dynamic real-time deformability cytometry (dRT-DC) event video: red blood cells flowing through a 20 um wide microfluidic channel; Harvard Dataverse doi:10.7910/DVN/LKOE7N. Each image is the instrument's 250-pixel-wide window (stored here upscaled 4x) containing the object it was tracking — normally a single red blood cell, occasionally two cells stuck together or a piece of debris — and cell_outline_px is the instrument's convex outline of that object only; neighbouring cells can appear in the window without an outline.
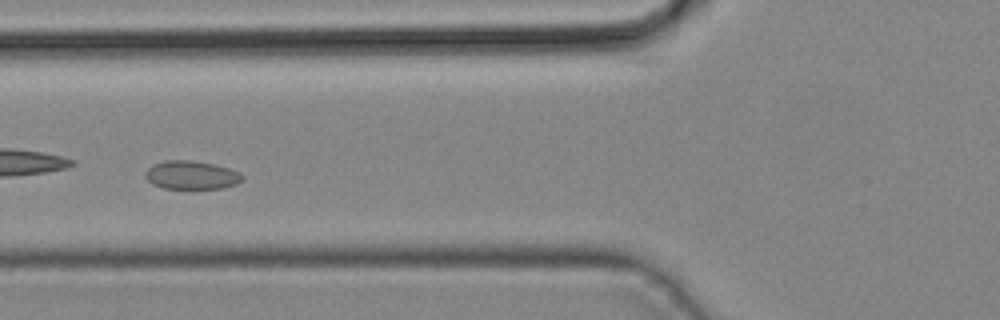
{"species": "common noctule bat (a hibernating species)", "species_latin": "Nyctalus noctula", "temperature_condition": "cold", "stored_images_in_passage": 40, "camera_frame_rate_fps": 3000, "um_per_image_px": 0.085, "animal": {"sex": "male", "body_mass_g": 19.2, "forearm_length_mm": 51.8}, "frame": {"image": 1, "passage_image": 13, "time_ms": 4.0, "image_size_px": [1000, 320], "cell_outline_px": [[244, 180], [236, 184], [220, 188], [164, 188], [152, 184], [144, 176], [144, 172], [152, 164], [164, 160], [192, 160], [212, 164], [228, 168], [240, 172], [244, 176]], "centroid_in_image_um": [16.25, 14.87], "position_along_channel_um": 109.5, "area_um2": 16.13}}
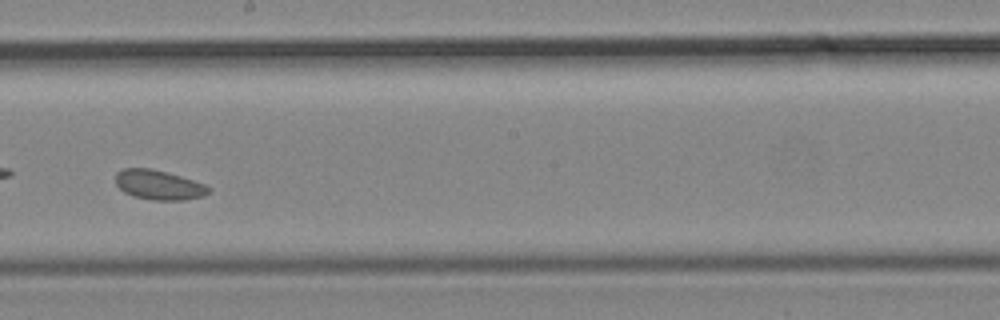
{"frame": {"image": 2, "passage_image": 21, "time_ms": 6.667, "image_size_px": [1000, 320], "cell_outline_px": [[212, 188], [204, 196], [184, 200], [152, 200], [132, 196], [124, 192], [116, 184], [116, 172], [124, 168], [152, 168], [168, 172], [208, 184]], "centroid_in_image_um": [13.53, 15.71], "position_along_channel_um": 234.7, "area_um2": 16.36}}
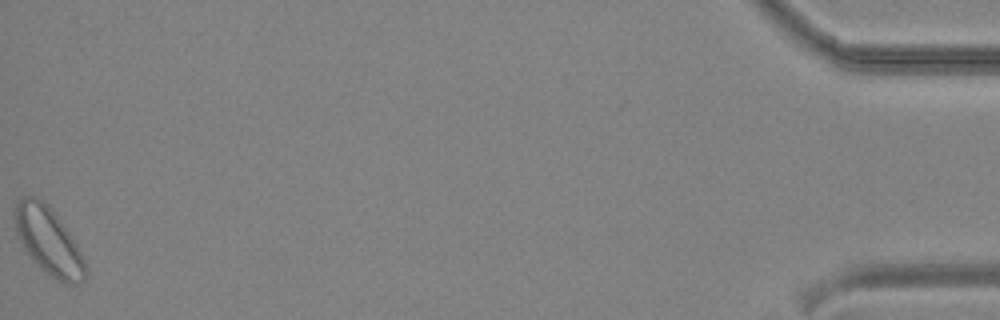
{"frame": {"image": 3, "passage_image": 40, "time_ms": 13.0, "image_size_px": [1000, 320], "cell_outline_px": [[88, 276], [84, 280], [76, 284], [64, 284], [56, 280], [32, 260], [28, 256], [16, 232], [16, 204], [24, 196], [36, 196], [48, 204], [68, 232], [76, 244], [88, 268]], "centroid_in_image_um": [4.16, 20.53], "position_along_channel_um": 431.0, "area_um2": 27.34}}